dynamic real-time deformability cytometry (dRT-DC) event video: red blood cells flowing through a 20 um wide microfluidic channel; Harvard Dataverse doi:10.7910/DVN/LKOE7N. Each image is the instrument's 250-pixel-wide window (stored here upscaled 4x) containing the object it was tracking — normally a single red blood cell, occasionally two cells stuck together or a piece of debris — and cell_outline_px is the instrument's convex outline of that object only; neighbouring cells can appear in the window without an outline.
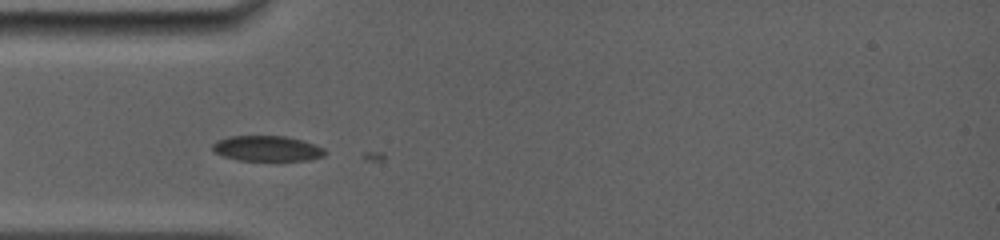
{"species": "common noctule bat (a hibernating species)", "species_latin": "Nyctalus noctula", "temperature_condition": "room temperature", "stored_images_in_passage": 2, "camera_frame_rate_fps": 5000, "um_per_image_px": 0.085, "animal": {"sex": "female", "body_mass_g": 19.0, "forearm_length_mm": 56.7}, "frame": {"image": 1, "passage_image": 1, "time_ms": 0.0, "image_size_px": [1000, 240], "cell_outline_px": [[328, 152], [324, 156], [308, 160], [240, 160], [224, 156], [212, 152], [212, 144], [216, 140], [228, 136], [284, 136], [304, 140], [324, 148]], "centroid_in_image_um": [22.7, 12.61], "position_along_channel_um": 62.3, "area_um2": 16.76}}